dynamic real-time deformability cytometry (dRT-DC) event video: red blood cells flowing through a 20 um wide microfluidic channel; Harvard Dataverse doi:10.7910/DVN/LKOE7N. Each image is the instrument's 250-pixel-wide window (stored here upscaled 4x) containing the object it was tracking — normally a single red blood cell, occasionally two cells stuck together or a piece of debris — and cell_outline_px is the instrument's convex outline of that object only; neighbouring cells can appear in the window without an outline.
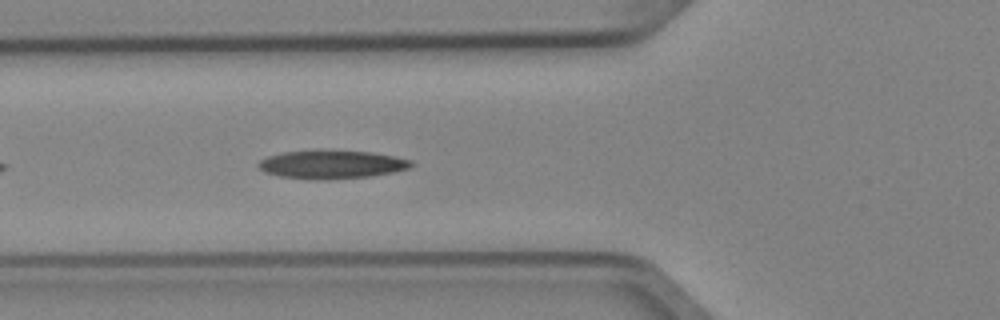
{"species": "Egyptian fruit bat (a non-hibernating species)", "species_latin": "Rousettus aegyptiacus", "temperature_condition": "cold", "stored_images_in_passage": 5, "camera_frame_rate_fps": 3000, "um_per_image_px": 0.085, "animal": {"sex": "female"}, "frame": {"image": 1, "passage_image": 5, "time_ms": 1.333, "image_size_px": [1000, 320], "cell_outline_px": [[416, 164], [412, 168], [372, 176], [328, 180], [280, 176], [264, 172], [256, 164], [260, 160], [268, 156], [284, 152], [372, 152], [412, 160]], "centroid_in_image_um": [28.25, 14.01], "position_along_channel_um": 97.5, "area_um2": 24.62}}